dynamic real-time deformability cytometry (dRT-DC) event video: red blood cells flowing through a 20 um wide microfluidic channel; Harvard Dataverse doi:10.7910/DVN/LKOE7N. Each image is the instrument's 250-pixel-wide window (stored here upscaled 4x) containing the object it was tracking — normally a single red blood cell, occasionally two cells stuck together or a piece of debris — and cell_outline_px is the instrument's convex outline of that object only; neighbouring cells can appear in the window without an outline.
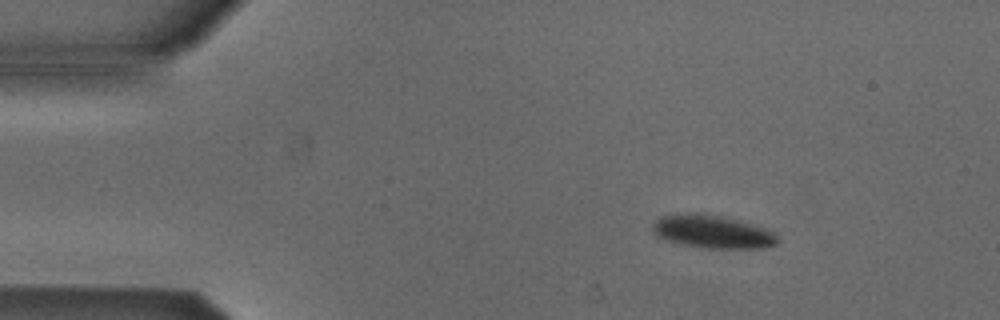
{"species": "Egyptian fruit bat (a non-hibernating species)", "species_latin": "Rousettus aegyptiacus", "temperature_condition": "cold", "stored_images_in_passage": 4, "camera_frame_rate_fps": 3000, "um_per_image_px": 0.085, "animal": {"sex": "male"}, "frame": {"image": 1, "passage_image": 2, "time_ms": 0.333, "image_size_px": [1000, 320], "cell_outline_px": [[780, 240], [776, 244], [764, 248], [704, 248], [680, 244], [656, 236], [652, 228], [652, 224], [660, 216], [676, 212], [696, 212], [720, 216], [752, 224], [776, 232]], "centroid_in_image_um": [60.54, 19.68], "position_along_channel_um": 24.5, "area_um2": 24.39}}